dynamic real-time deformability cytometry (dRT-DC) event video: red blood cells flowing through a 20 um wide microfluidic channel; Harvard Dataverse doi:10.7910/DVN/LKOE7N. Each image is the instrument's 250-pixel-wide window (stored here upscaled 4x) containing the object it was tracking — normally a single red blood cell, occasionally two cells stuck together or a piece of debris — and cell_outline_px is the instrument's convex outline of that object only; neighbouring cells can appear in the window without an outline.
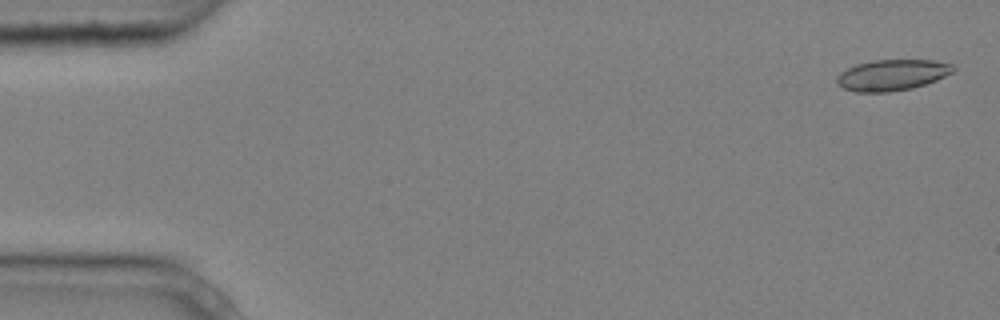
{"species": "common noctule bat (a hibernating species)", "species_latin": "Nyctalus noctula", "temperature_condition": "cold", "stored_images_in_passage": 5, "camera_frame_rate_fps": 3000, "um_per_image_px": 0.085, "animal": {"sex": "male", "body_mass_g": 20.4}, "frame": {"image": 1, "passage_image": 1, "time_ms": 0.0, "image_size_px": [1000, 320], "cell_outline_px": [[956, 68], [952, 72], [936, 80], [912, 88], [888, 92], [856, 92], [844, 88], [836, 84], [836, 76], [840, 72], [856, 64], [876, 60], [932, 60], [952, 64]], "centroid_in_image_um": [75.8, 6.38], "position_along_channel_um": 9.2, "area_um2": 20.92}}